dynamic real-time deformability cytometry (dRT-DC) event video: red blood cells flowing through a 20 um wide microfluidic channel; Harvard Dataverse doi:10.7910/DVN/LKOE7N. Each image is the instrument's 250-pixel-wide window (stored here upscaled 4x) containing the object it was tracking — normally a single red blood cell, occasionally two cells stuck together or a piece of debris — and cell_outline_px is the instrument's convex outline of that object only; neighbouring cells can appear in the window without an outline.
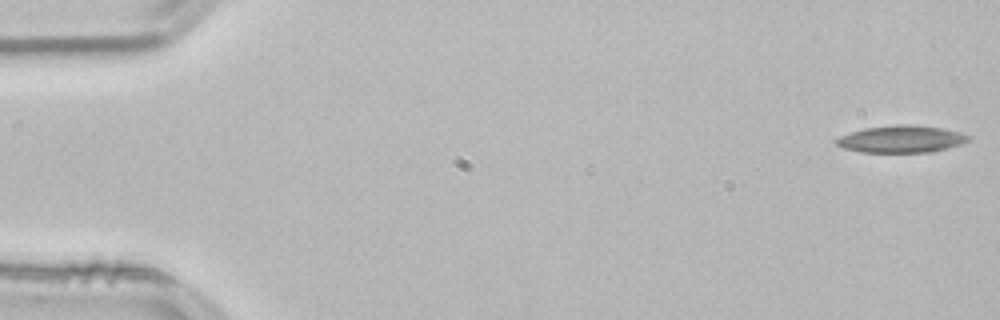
{"species": "common noctule bat (a hibernating species)", "species_latin": "Nyctalus noctula", "temperature_condition": "room temperature", "stored_images_in_passage": 53, "camera_frame_rate_fps": 3000, "um_per_image_px": 0.085, "animal": {"sex": "male", "body_mass_g": 21.5, "forearm_length_mm": 52.0}, "frame": {"image": 1, "passage_image": 1, "time_ms": 0.0, "image_size_px": [1000, 320], "cell_outline_px": [[968, 140], [964, 144], [932, 152], [860, 152], [840, 148], [832, 140], [840, 136], [864, 128], [896, 124], [916, 124], [940, 128], [960, 132], [968, 136]], "centroid_in_image_um": [76.57, 11.82], "position_along_channel_um": 8.4, "area_um2": 21.1}}
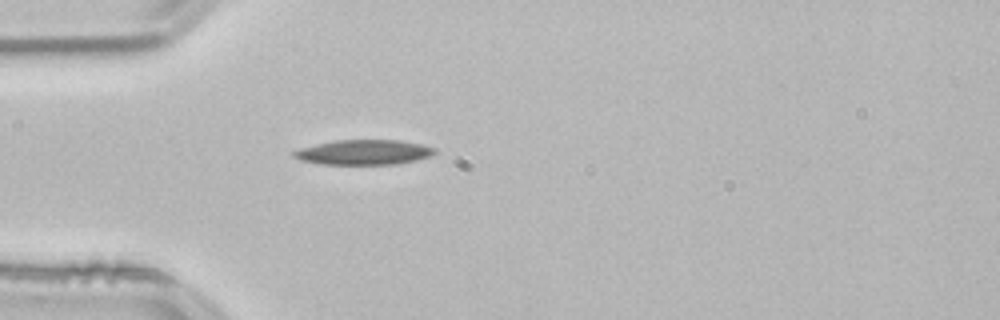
{"frame": {"image": 2, "passage_image": 15, "time_ms": 4.667, "image_size_px": [1000, 320], "cell_outline_px": [[436, 152], [432, 156], [416, 160], [396, 164], [320, 164], [300, 160], [292, 156], [292, 152], [300, 148], [316, 144], [336, 140], [400, 140], [420, 144], [436, 148]], "centroid_in_image_um": [30.92, 12.94], "position_along_channel_um": 54.1, "area_um2": 20.52}}
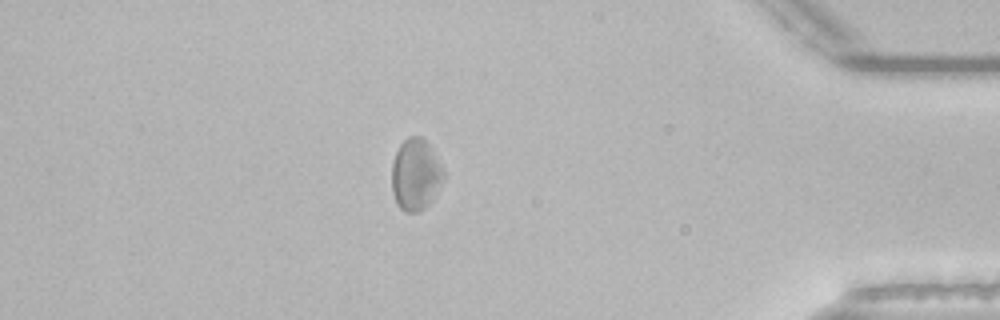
{"frame": {"image": 3, "passage_image": 46, "time_ms": 15.0, "image_size_px": [1000, 320], "cell_outline_px": [[444, 180], [432, 200], [420, 212], [404, 212], [396, 204], [392, 192], [392, 160], [400, 144], [408, 136], [420, 136], [432, 148], [444, 168]], "centroid_in_image_um": [35.33, 14.85], "position_along_channel_um": 399.9, "area_um2": 21.91}, "authors_computed_cell_mechanics": {"area_um2": 20.5768, "velocity_mm_per_s": 3.7969, "shape_relaxation_time_tau1_ms": 5.3312, "shape_relaxation_time_tau2_ms": null, "deformation_change_tau1": 0.1009, "deformation_change_tau2": null}}